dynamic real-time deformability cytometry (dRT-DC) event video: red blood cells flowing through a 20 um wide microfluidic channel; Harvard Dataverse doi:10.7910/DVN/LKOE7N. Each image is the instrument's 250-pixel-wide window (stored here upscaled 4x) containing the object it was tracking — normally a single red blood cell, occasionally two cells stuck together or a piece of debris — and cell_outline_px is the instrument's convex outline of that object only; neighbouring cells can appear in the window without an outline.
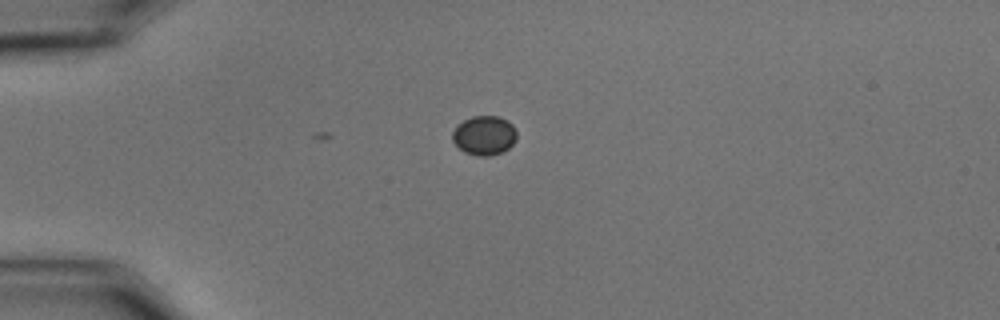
{"species": "common noctule bat (a hibernating species)", "species_latin": "Nyctalus noctula", "temperature_condition": "cold", "stored_images_in_passage": 6, "camera_frame_rate_fps": 3000, "um_per_image_px": 0.085, "animal": {"sex": "male", "body_mass_g": 15.6}, "frame": {"image": 1, "passage_image": 1, "time_ms": 0.0, "image_size_px": [1000, 320], "cell_outline_px": [[516, 140], [508, 148], [500, 152], [488, 156], [476, 156], [464, 152], [452, 140], [452, 132], [464, 120], [472, 116], [496, 116], [508, 120], [516, 128]], "centroid_in_image_um": [41.18, 11.51], "position_along_channel_um": 43.8, "area_um2": 14.62}}